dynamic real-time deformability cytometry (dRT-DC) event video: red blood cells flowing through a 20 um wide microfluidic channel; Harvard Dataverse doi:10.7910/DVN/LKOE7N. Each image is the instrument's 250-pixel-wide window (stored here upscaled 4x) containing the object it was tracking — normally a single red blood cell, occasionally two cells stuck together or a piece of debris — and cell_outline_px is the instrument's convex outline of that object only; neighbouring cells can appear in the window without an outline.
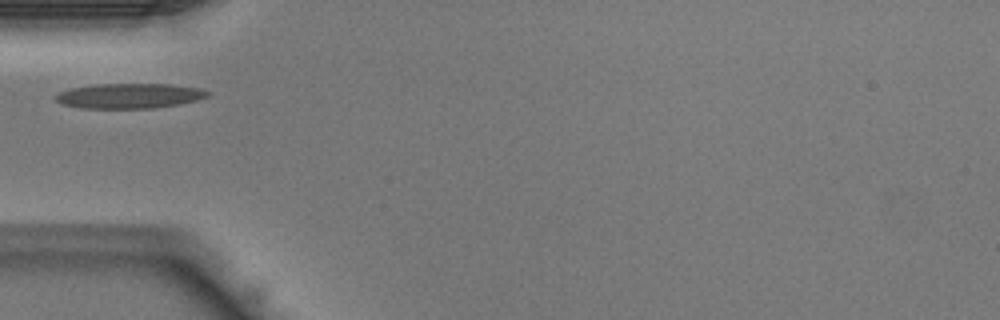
{"species": "Egyptian fruit bat (a non-hibernating species)", "species_latin": "Rousettus aegyptiacus", "temperature_condition": "warm", "stored_images_in_passage": 26, "camera_frame_rate_fps": 3000, "um_per_image_px": 0.085, "animal": {"sex": "male"}, "frame": {"image": 1, "passage_image": 1, "time_ms": 0.0, "image_size_px": [1000, 320], "cell_outline_px": [[212, 92], [208, 96], [196, 100], [180, 104], [156, 108], [80, 108], [60, 104], [56, 100], [56, 96], [60, 92], [72, 88], [96, 84], [168, 84], [200, 88]], "centroid_in_image_um": [11.02, 8.15], "position_along_channel_um": 74.0, "area_um2": 22.14}}
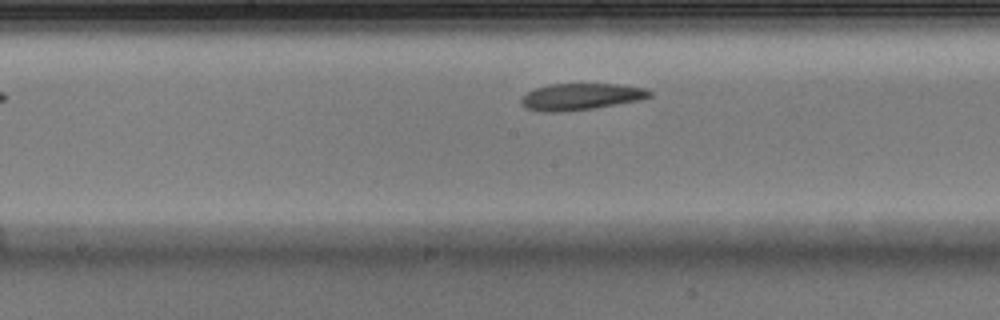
{"frame": {"image": 2, "passage_image": 9, "time_ms": 2.667, "image_size_px": [1000, 320], "cell_outline_px": [[652, 96], [640, 100], [592, 108], [560, 112], [544, 112], [524, 108], [520, 104], [520, 100], [528, 92], [536, 88], [552, 84], [616, 84], [644, 88], [652, 92]], "centroid_in_image_um": [49.35, 8.22], "position_along_channel_um": 198.9, "area_um2": 19.77}}
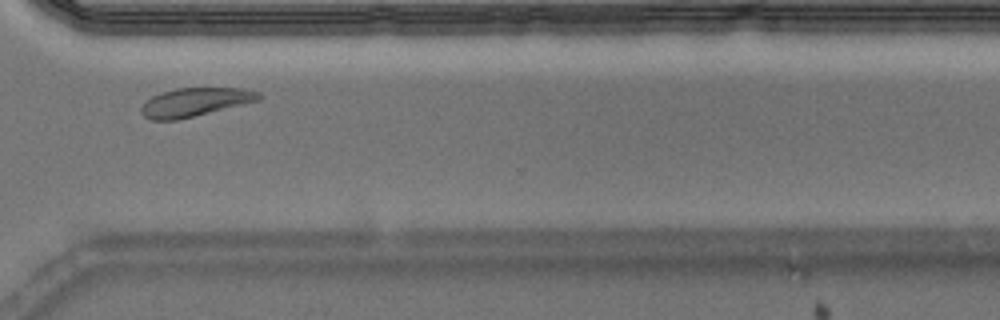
{"frame": {"image": 3, "passage_image": 19, "time_ms": 6.0, "image_size_px": [1000, 320], "cell_outline_px": [[264, 96], [260, 100], [176, 120], [152, 120], [144, 116], [140, 112], [140, 108], [152, 96], [160, 92], [176, 88], [244, 88], [260, 92]], "centroid_in_image_um": [16.59, 8.67], "position_along_channel_um": 354.0, "area_um2": 19.48}}